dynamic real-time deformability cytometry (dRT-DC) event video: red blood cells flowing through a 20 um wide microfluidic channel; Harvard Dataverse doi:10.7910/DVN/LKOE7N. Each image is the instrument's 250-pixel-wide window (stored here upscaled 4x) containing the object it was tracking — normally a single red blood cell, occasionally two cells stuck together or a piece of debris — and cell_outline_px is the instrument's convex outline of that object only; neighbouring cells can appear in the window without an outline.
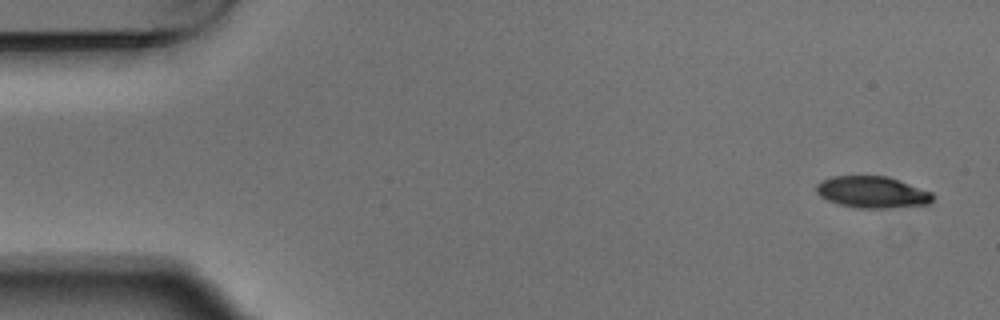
{"species": "Egyptian fruit bat (a non-hibernating species)", "species_latin": "Rousettus aegyptiacus", "temperature_condition": "warm", "stored_images_in_passage": 8, "camera_frame_rate_fps": 3000, "um_per_image_px": 0.085, "animal": {"sex": "male"}, "frame": {"image": 1, "passage_image": 1, "time_ms": 0.0, "image_size_px": [1000, 320], "cell_outline_px": [[936, 196], [928, 204], [892, 208], [860, 208], [840, 204], [828, 200], [820, 196], [816, 192], [816, 184], [820, 180], [832, 176], [888, 176], [932, 192]], "centroid_in_image_um": [74.15, 16.33], "position_along_channel_um": 10.9, "area_um2": 21.56}}
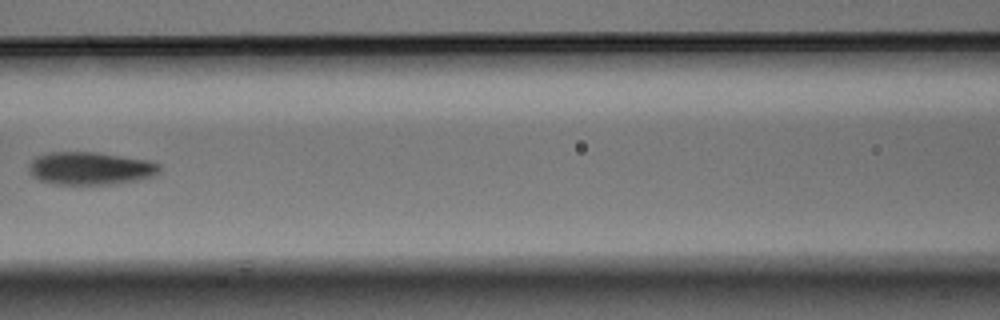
{"frame": {"image": 2, "passage_image": 7, "time_ms": 2.0, "image_size_px": [1000, 320], "cell_outline_px": [[160, 172], [152, 176], [140, 180], [112, 184], [56, 184], [40, 180], [32, 176], [28, 172], [28, 164], [36, 156], [48, 152], [96, 152], [148, 160], [160, 164]], "centroid_in_image_um": [7.66, 14.31], "position_along_channel_um": 158.9, "area_um2": 25.14}}
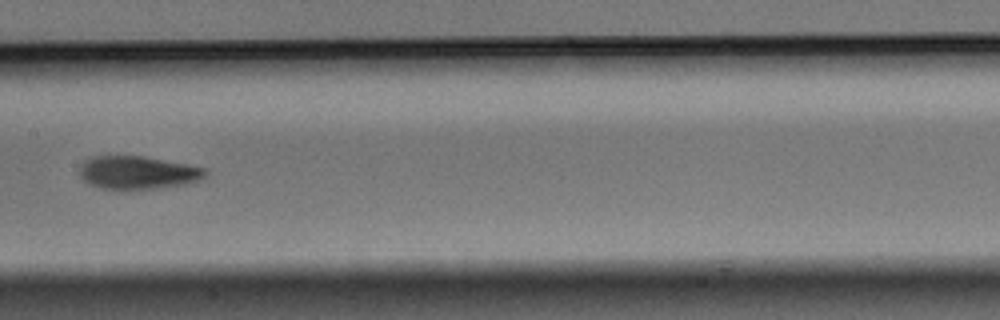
{"frame": {"image": 3, "passage_image": 8, "time_ms": 2.333, "image_size_px": [1000, 320], "cell_outline_px": [[208, 172], [200, 180], [188, 184], [156, 188], [100, 188], [88, 184], [80, 176], [80, 168], [84, 160], [92, 156], [144, 156], [208, 168]], "centroid_in_image_um": [11.73, 14.65], "position_along_channel_um": 195.7, "area_um2": 24.16}}